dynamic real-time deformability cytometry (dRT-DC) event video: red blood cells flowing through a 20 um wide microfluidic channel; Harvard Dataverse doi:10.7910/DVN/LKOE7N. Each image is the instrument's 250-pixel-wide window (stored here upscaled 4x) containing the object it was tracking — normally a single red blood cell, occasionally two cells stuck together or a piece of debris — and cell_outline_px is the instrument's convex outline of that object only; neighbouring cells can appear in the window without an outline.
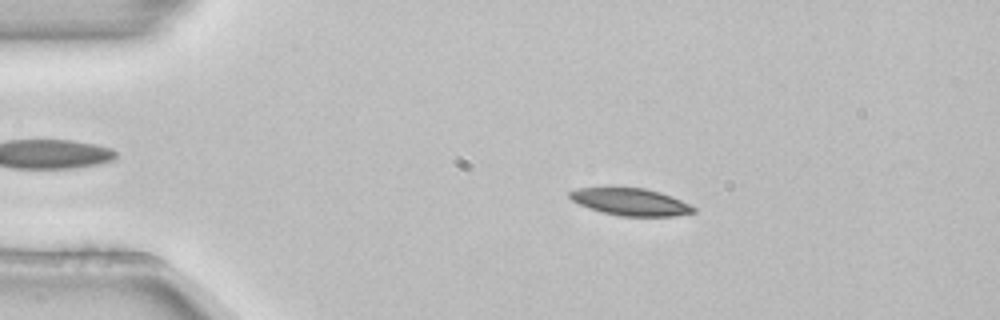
{"species": "common noctule bat (a hibernating species)", "species_latin": "Nyctalus noctula", "temperature_condition": "room temperature", "stored_images_in_passage": 53, "camera_frame_rate_fps": 3000, "um_per_image_px": 0.085, "animal": {"sex": "female", "body_mass_g": 22.7, "forearm_length_mm": 54.2}, "frame": {"image": 1, "passage_image": 10, "time_ms": 3.0, "image_size_px": [1000, 320], "cell_outline_px": [[696, 212], [672, 216], [620, 216], [588, 208], [572, 200], [568, 196], [568, 192], [580, 188], [644, 188], [660, 192], [672, 196], [696, 208]], "centroid_in_image_um": [53.6, 17.16], "position_along_channel_um": 31.4, "area_um2": 19.36}}
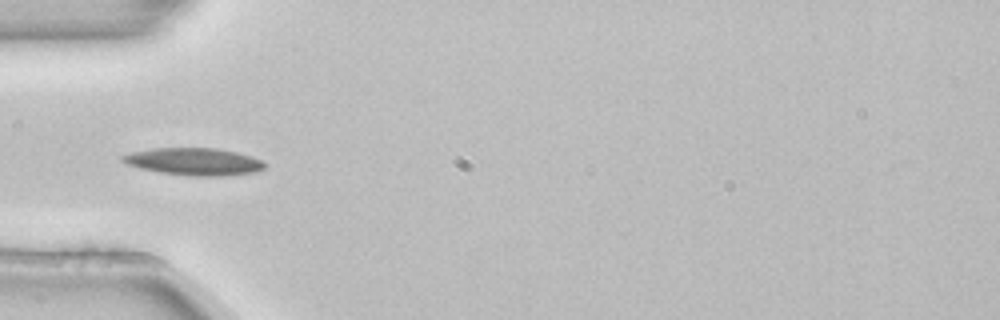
{"frame": {"image": 2, "passage_image": 17, "time_ms": 5.333, "image_size_px": [1000, 320], "cell_outline_px": [[268, 164], [264, 168], [252, 172], [224, 176], [192, 176], [160, 172], [140, 168], [124, 164], [120, 160], [120, 156], [132, 152], [152, 148], [216, 148], [236, 152], [260, 160]], "centroid_in_image_um": [16.43, 13.73], "position_along_channel_um": 68.6, "area_um2": 22.54}}
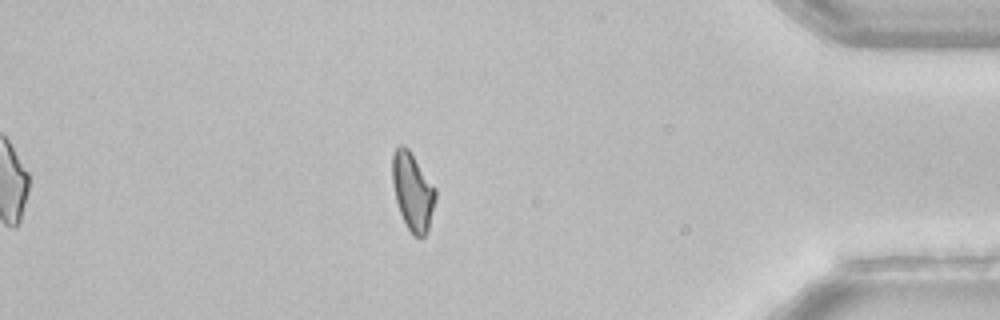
{"frame": {"image": 3, "passage_image": 46, "time_ms": 15.0, "image_size_px": [1000, 320], "cell_outline_px": [[436, 196], [428, 232], [420, 240], [412, 236], [400, 212], [396, 200], [392, 184], [392, 152], [400, 144], [404, 144], [408, 148], [436, 188]], "centroid_in_image_um": [35.07, 16.29], "position_along_channel_um": 400.1, "area_um2": 19.77}, "authors_computed_cell_mechanics": {"area_um2": 19.941, "velocity_mm_per_s": 3.8436, "shape_relaxation_time_tau1_ms": 3.4232, "shape_relaxation_time_tau2_ms": null, "deformation_change_tau1": 0.1024, "deformation_change_tau2": null}}